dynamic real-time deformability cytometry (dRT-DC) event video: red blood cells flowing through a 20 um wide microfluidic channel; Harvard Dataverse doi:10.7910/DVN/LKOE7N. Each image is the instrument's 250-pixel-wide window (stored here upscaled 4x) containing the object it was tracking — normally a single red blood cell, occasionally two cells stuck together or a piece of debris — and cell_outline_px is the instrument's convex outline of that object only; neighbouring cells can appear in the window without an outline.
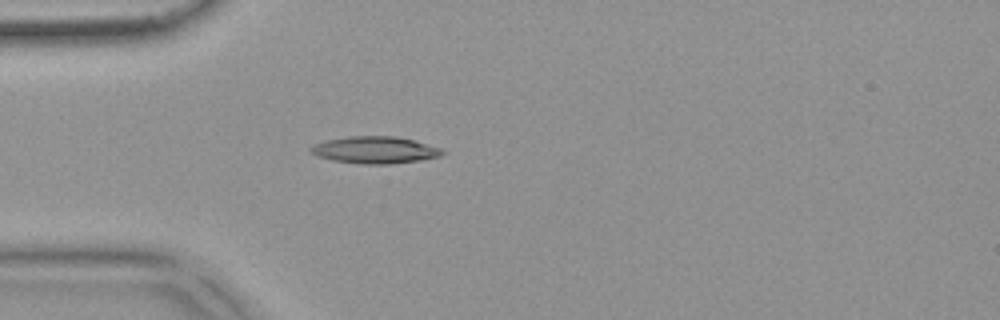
{"species": "common noctule bat (a hibernating species)", "species_latin": "Nyctalus noctula", "temperature_condition": "warm", "stored_images_in_passage": 50, "camera_frame_rate_fps": 3000, "um_per_image_px": 0.085, "animal": {"sex": "female", "body_mass_g": 18.4}, "frame": {"image": 1, "passage_image": 12, "time_ms": 3.667, "image_size_px": [1000, 320], "cell_outline_px": [[448, 152], [440, 156], [420, 160], [392, 164], [360, 164], [332, 160], [316, 156], [308, 152], [308, 148], [316, 144], [328, 140], [348, 136], [396, 136], [412, 140], [440, 148]], "centroid_in_image_um": [31.85, 12.75], "position_along_channel_um": 53.1, "area_um2": 20.75}}
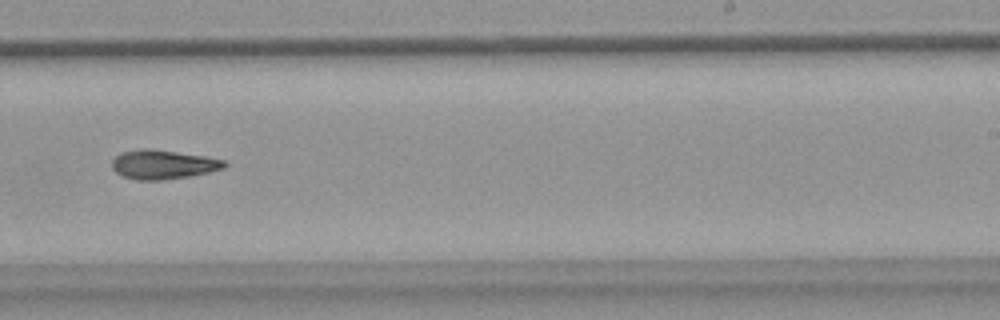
{"frame": {"image": 2, "passage_image": 30, "time_ms": 9.667, "image_size_px": [1000, 320], "cell_outline_px": [[228, 164], [224, 168], [208, 172], [188, 176], [160, 180], [136, 180], [124, 176], [116, 172], [112, 168], [112, 160], [120, 152], [144, 148], [148, 148], [204, 156], [224, 160]], "centroid_in_image_um": [13.84, 13.98], "position_along_channel_um": 275.2, "area_um2": 18.9}}
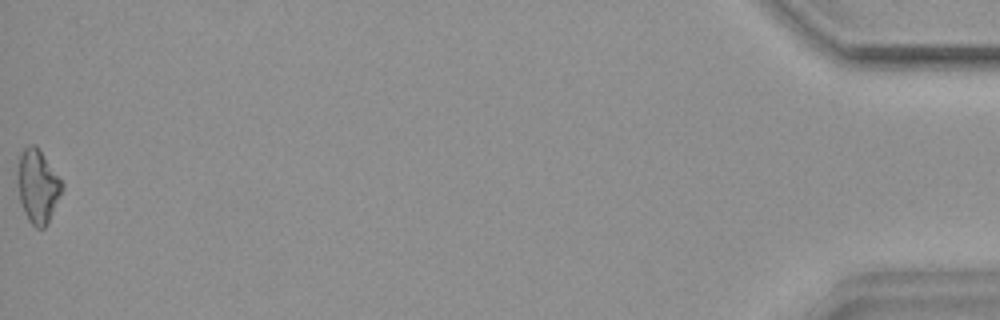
{"frame": {"image": 3, "passage_image": 50, "time_ms": 16.333, "image_size_px": [1000, 320], "cell_outline_px": [[64, 188], [48, 224], [44, 228], [36, 228], [28, 220], [20, 204], [16, 180], [16, 172], [20, 152], [28, 144], [36, 144], [64, 184]], "centroid_in_image_um": [3.18, 15.82], "position_along_channel_um": 432.0, "area_um2": 19.54}}